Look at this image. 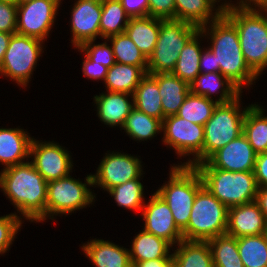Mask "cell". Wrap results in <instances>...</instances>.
<instances>
[{
  "mask_svg": "<svg viewBox=\"0 0 267 267\" xmlns=\"http://www.w3.org/2000/svg\"><path fill=\"white\" fill-rule=\"evenodd\" d=\"M21 220L15 214L0 217V254L9 250L17 231L20 229Z\"/></svg>",
  "mask_w": 267,
  "mask_h": 267,
  "instance_id": "40",
  "label": "cell"
},
{
  "mask_svg": "<svg viewBox=\"0 0 267 267\" xmlns=\"http://www.w3.org/2000/svg\"><path fill=\"white\" fill-rule=\"evenodd\" d=\"M95 96V104L97 105L98 117L104 124L109 126L123 127L127 116L134 108V103L128 100V96L132 94L109 92Z\"/></svg>",
  "mask_w": 267,
  "mask_h": 267,
  "instance_id": "21",
  "label": "cell"
},
{
  "mask_svg": "<svg viewBox=\"0 0 267 267\" xmlns=\"http://www.w3.org/2000/svg\"><path fill=\"white\" fill-rule=\"evenodd\" d=\"M149 16L162 20L175 19L174 0H148Z\"/></svg>",
  "mask_w": 267,
  "mask_h": 267,
  "instance_id": "42",
  "label": "cell"
},
{
  "mask_svg": "<svg viewBox=\"0 0 267 267\" xmlns=\"http://www.w3.org/2000/svg\"><path fill=\"white\" fill-rule=\"evenodd\" d=\"M132 267H175L171 254L169 258L150 259L143 262H135Z\"/></svg>",
  "mask_w": 267,
  "mask_h": 267,
  "instance_id": "47",
  "label": "cell"
},
{
  "mask_svg": "<svg viewBox=\"0 0 267 267\" xmlns=\"http://www.w3.org/2000/svg\"><path fill=\"white\" fill-rule=\"evenodd\" d=\"M82 63H83V65H82L83 73L86 77L91 78V79H95V80L102 79L105 81L106 74L108 72L107 67H105L102 64L92 62L86 56H85L84 62H82Z\"/></svg>",
  "mask_w": 267,
  "mask_h": 267,
  "instance_id": "44",
  "label": "cell"
},
{
  "mask_svg": "<svg viewBox=\"0 0 267 267\" xmlns=\"http://www.w3.org/2000/svg\"><path fill=\"white\" fill-rule=\"evenodd\" d=\"M160 31V19L151 16L130 18L125 33L148 59L154 51Z\"/></svg>",
  "mask_w": 267,
  "mask_h": 267,
  "instance_id": "24",
  "label": "cell"
},
{
  "mask_svg": "<svg viewBox=\"0 0 267 267\" xmlns=\"http://www.w3.org/2000/svg\"><path fill=\"white\" fill-rule=\"evenodd\" d=\"M240 95L231 102L218 103L204 125L203 162L230 141L243 134L246 109L240 111Z\"/></svg>",
  "mask_w": 267,
  "mask_h": 267,
  "instance_id": "8",
  "label": "cell"
},
{
  "mask_svg": "<svg viewBox=\"0 0 267 267\" xmlns=\"http://www.w3.org/2000/svg\"><path fill=\"white\" fill-rule=\"evenodd\" d=\"M17 5L0 1V32L16 33Z\"/></svg>",
  "mask_w": 267,
  "mask_h": 267,
  "instance_id": "41",
  "label": "cell"
},
{
  "mask_svg": "<svg viewBox=\"0 0 267 267\" xmlns=\"http://www.w3.org/2000/svg\"><path fill=\"white\" fill-rule=\"evenodd\" d=\"M32 139L23 129L0 128V162L5 168L25 163L22 160L30 155Z\"/></svg>",
  "mask_w": 267,
  "mask_h": 267,
  "instance_id": "20",
  "label": "cell"
},
{
  "mask_svg": "<svg viewBox=\"0 0 267 267\" xmlns=\"http://www.w3.org/2000/svg\"><path fill=\"white\" fill-rule=\"evenodd\" d=\"M199 31V27L185 21L160 19V31L154 51L148 58L147 73L172 72L181 50Z\"/></svg>",
  "mask_w": 267,
  "mask_h": 267,
  "instance_id": "7",
  "label": "cell"
},
{
  "mask_svg": "<svg viewBox=\"0 0 267 267\" xmlns=\"http://www.w3.org/2000/svg\"><path fill=\"white\" fill-rule=\"evenodd\" d=\"M31 1H33V0H18V5H22V4L31 2Z\"/></svg>",
  "mask_w": 267,
  "mask_h": 267,
  "instance_id": "52",
  "label": "cell"
},
{
  "mask_svg": "<svg viewBox=\"0 0 267 267\" xmlns=\"http://www.w3.org/2000/svg\"><path fill=\"white\" fill-rule=\"evenodd\" d=\"M131 98L139 111L162 121L165 118L158 83L150 74L147 73L140 80Z\"/></svg>",
  "mask_w": 267,
  "mask_h": 267,
  "instance_id": "26",
  "label": "cell"
},
{
  "mask_svg": "<svg viewBox=\"0 0 267 267\" xmlns=\"http://www.w3.org/2000/svg\"><path fill=\"white\" fill-rule=\"evenodd\" d=\"M120 2L130 18L149 16L148 0H120Z\"/></svg>",
  "mask_w": 267,
  "mask_h": 267,
  "instance_id": "43",
  "label": "cell"
},
{
  "mask_svg": "<svg viewBox=\"0 0 267 267\" xmlns=\"http://www.w3.org/2000/svg\"><path fill=\"white\" fill-rule=\"evenodd\" d=\"M228 208L202 186L195 197L184 240L207 241L227 232Z\"/></svg>",
  "mask_w": 267,
  "mask_h": 267,
  "instance_id": "6",
  "label": "cell"
},
{
  "mask_svg": "<svg viewBox=\"0 0 267 267\" xmlns=\"http://www.w3.org/2000/svg\"><path fill=\"white\" fill-rule=\"evenodd\" d=\"M253 172L258 187H267V152L257 154Z\"/></svg>",
  "mask_w": 267,
  "mask_h": 267,
  "instance_id": "45",
  "label": "cell"
},
{
  "mask_svg": "<svg viewBox=\"0 0 267 267\" xmlns=\"http://www.w3.org/2000/svg\"><path fill=\"white\" fill-rule=\"evenodd\" d=\"M139 180L140 179H133L108 190L109 194L114 197L118 206L130 210H142L145 205L143 202L144 188Z\"/></svg>",
  "mask_w": 267,
  "mask_h": 267,
  "instance_id": "38",
  "label": "cell"
},
{
  "mask_svg": "<svg viewBox=\"0 0 267 267\" xmlns=\"http://www.w3.org/2000/svg\"><path fill=\"white\" fill-rule=\"evenodd\" d=\"M129 19L120 0H102L100 37L106 39L124 33Z\"/></svg>",
  "mask_w": 267,
  "mask_h": 267,
  "instance_id": "33",
  "label": "cell"
},
{
  "mask_svg": "<svg viewBox=\"0 0 267 267\" xmlns=\"http://www.w3.org/2000/svg\"><path fill=\"white\" fill-rule=\"evenodd\" d=\"M175 19L188 22L199 28L216 20L222 13L223 7L213 13L216 0H174ZM214 14V15H212ZM211 19V21H209Z\"/></svg>",
  "mask_w": 267,
  "mask_h": 267,
  "instance_id": "25",
  "label": "cell"
},
{
  "mask_svg": "<svg viewBox=\"0 0 267 267\" xmlns=\"http://www.w3.org/2000/svg\"><path fill=\"white\" fill-rule=\"evenodd\" d=\"M0 1L9 2V3H13L15 5H18V0H0Z\"/></svg>",
  "mask_w": 267,
  "mask_h": 267,
  "instance_id": "51",
  "label": "cell"
},
{
  "mask_svg": "<svg viewBox=\"0 0 267 267\" xmlns=\"http://www.w3.org/2000/svg\"><path fill=\"white\" fill-rule=\"evenodd\" d=\"M209 27L204 25L200 31L205 34L210 30L212 46L209 49L215 54L216 66H220L222 75L240 90L244 84L249 87L257 75L245 62L236 26L222 13Z\"/></svg>",
  "mask_w": 267,
  "mask_h": 267,
  "instance_id": "2",
  "label": "cell"
},
{
  "mask_svg": "<svg viewBox=\"0 0 267 267\" xmlns=\"http://www.w3.org/2000/svg\"><path fill=\"white\" fill-rule=\"evenodd\" d=\"M42 42L34 37L12 34L2 60L0 74L15 80L18 85L27 86L42 53Z\"/></svg>",
  "mask_w": 267,
  "mask_h": 267,
  "instance_id": "10",
  "label": "cell"
},
{
  "mask_svg": "<svg viewBox=\"0 0 267 267\" xmlns=\"http://www.w3.org/2000/svg\"><path fill=\"white\" fill-rule=\"evenodd\" d=\"M141 161L137 157L114 153L106 154L102 159L97 173L92 175L93 185H98L104 190L124 184L142 176Z\"/></svg>",
  "mask_w": 267,
  "mask_h": 267,
  "instance_id": "13",
  "label": "cell"
},
{
  "mask_svg": "<svg viewBox=\"0 0 267 267\" xmlns=\"http://www.w3.org/2000/svg\"><path fill=\"white\" fill-rule=\"evenodd\" d=\"M146 73L139 66L115 62L106 74L105 85L109 92L134 94Z\"/></svg>",
  "mask_w": 267,
  "mask_h": 267,
  "instance_id": "29",
  "label": "cell"
},
{
  "mask_svg": "<svg viewBox=\"0 0 267 267\" xmlns=\"http://www.w3.org/2000/svg\"><path fill=\"white\" fill-rule=\"evenodd\" d=\"M267 220L255 201L228 208L227 234L236 238L264 234Z\"/></svg>",
  "mask_w": 267,
  "mask_h": 267,
  "instance_id": "18",
  "label": "cell"
},
{
  "mask_svg": "<svg viewBox=\"0 0 267 267\" xmlns=\"http://www.w3.org/2000/svg\"><path fill=\"white\" fill-rule=\"evenodd\" d=\"M256 157L257 153L248 142V139L244 134H241L216 151L207 162L213 168L232 172H246L254 171Z\"/></svg>",
  "mask_w": 267,
  "mask_h": 267,
  "instance_id": "16",
  "label": "cell"
},
{
  "mask_svg": "<svg viewBox=\"0 0 267 267\" xmlns=\"http://www.w3.org/2000/svg\"><path fill=\"white\" fill-rule=\"evenodd\" d=\"M95 41H87L78 47L82 52L86 53V57L92 62L104 65L108 69L116 62L112 51V47L106 42L102 44H94Z\"/></svg>",
  "mask_w": 267,
  "mask_h": 267,
  "instance_id": "39",
  "label": "cell"
},
{
  "mask_svg": "<svg viewBox=\"0 0 267 267\" xmlns=\"http://www.w3.org/2000/svg\"><path fill=\"white\" fill-rule=\"evenodd\" d=\"M142 211L145 221L143 230L165 239L172 246L183 240L182 231L175 224L168 204L156 192L149 203L143 206Z\"/></svg>",
  "mask_w": 267,
  "mask_h": 267,
  "instance_id": "15",
  "label": "cell"
},
{
  "mask_svg": "<svg viewBox=\"0 0 267 267\" xmlns=\"http://www.w3.org/2000/svg\"><path fill=\"white\" fill-rule=\"evenodd\" d=\"M29 156H34L31 163L47 182L64 178L72 170L68 151L53 142L39 143L32 139Z\"/></svg>",
  "mask_w": 267,
  "mask_h": 267,
  "instance_id": "14",
  "label": "cell"
},
{
  "mask_svg": "<svg viewBox=\"0 0 267 267\" xmlns=\"http://www.w3.org/2000/svg\"><path fill=\"white\" fill-rule=\"evenodd\" d=\"M251 2H252V5H251ZM248 3V4H247ZM255 5L256 7H258L257 9H262V10H267V0H241L239 2V5L235 6L233 4H230V3H224L221 4V6L223 8H226V7H234V8H238V9H256V7L252 8V6Z\"/></svg>",
  "mask_w": 267,
  "mask_h": 267,
  "instance_id": "48",
  "label": "cell"
},
{
  "mask_svg": "<svg viewBox=\"0 0 267 267\" xmlns=\"http://www.w3.org/2000/svg\"><path fill=\"white\" fill-rule=\"evenodd\" d=\"M163 142L175 149L181 157L192 154L195 159L182 166L203 163L204 126L187 121L177 115L167 116L162 121ZM195 154V155H194Z\"/></svg>",
  "mask_w": 267,
  "mask_h": 267,
  "instance_id": "11",
  "label": "cell"
},
{
  "mask_svg": "<svg viewBox=\"0 0 267 267\" xmlns=\"http://www.w3.org/2000/svg\"><path fill=\"white\" fill-rule=\"evenodd\" d=\"M60 1L33 0L17 5L16 33L45 40L54 23Z\"/></svg>",
  "mask_w": 267,
  "mask_h": 267,
  "instance_id": "12",
  "label": "cell"
},
{
  "mask_svg": "<svg viewBox=\"0 0 267 267\" xmlns=\"http://www.w3.org/2000/svg\"><path fill=\"white\" fill-rule=\"evenodd\" d=\"M171 246L165 239L143 230L134 238L132 249L129 251L131 264L150 259L169 258Z\"/></svg>",
  "mask_w": 267,
  "mask_h": 267,
  "instance_id": "28",
  "label": "cell"
},
{
  "mask_svg": "<svg viewBox=\"0 0 267 267\" xmlns=\"http://www.w3.org/2000/svg\"><path fill=\"white\" fill-rule=\"evenodd\" d=\"M12 33L0 32V67L2 65V60L4 54L9 46Z\"/></svg>",
  "mask_w": 267,
  "mask_h": 267,
  "instance_id": "50",
  "label": "cell"
},
{
  "mask_svg": "<svg viewBox=\"0 0 267 267\" xmlns=\"http://www.w3.org/2000/svg\"><path fill=\"white\" fill-rule=\"evenodd\" d=\"M214 267H244L238 252L237 238L227 233L207 240Z\"/></svg>",
  "mask_w": 267,
  "mask_h": 267,
  "instance_id": "32",
  "label": "cell"
},
{
  "mask_svg": "<svg viewBox=\"0 0 267 267\" xmlns=\"http://www.w3.org/2000/svg\"><path fill=\"white\" fill-rule=\"evenodd\" d=\"M148 74L158 83L164 116L176 115L190 92V85L172 72Z\"/></svg>",
  "mask_w": 267,
  "mask_h": 267,
  "instance_id": "19",
  "label": "cell"
},
{
  "mask_svg": "<svg viewBox=\"0 0 267 267\" xmlns=\"http://www.w3.org/2000/svg\"><path fill=\"white\" fill-rule=\"evenodd\" d=\"M199 66L200 73L220 72V66H216L215 54L210 49L201 52Z\"/></svg>",
  "mask_w": 267,
  "mask_h": 267,
  "instance_id": "46",
  "label": "cell"
},
{
  "mask_svg": "<svg viewBox=\"0 0 267 267\" xmlns=\"http://www.w3.org/2000/svg\"><path fill=\"white\" fill-rule=\"evenodd\" d=\"M106 39L111 40L112 51L117 63L139 66L147 74L148 59L125 32Z\"/></svg>",
  "mask_w": 267,
  "mask_h": 267,
  "instance_id": "35",
  "label": "cell"
},
{
  "mask_svg": "<svg viewBox=\"0 0 267 267\" xmlns=\"http://www.w3.org/2000/svg\"><path fill=\"white\" fill-rule=\"evenodd\" d=\"M48 182L31 162L4 168L0 187L17 207V211L33 222L45 220Z\"/></svg>",
  "mask_w": 267,
  "mask_h": 267,
  "instance_id": "1",
  "label": "cell"
},
{
  "mask_svg": "<svg viewBox=\"0 0 267 267\" xmlns=\"http://www.w3.org/2000/svg\"><path fill=\"white\" fill-rule=\"evenodd\" d=\"M237 245L244 267H267L265 234L237 238Z\"/></svg>",
  "mask_w": 267,
  "mask_h": 267,
  "instance_id": "34",
  "label": "cell"
},
{
  "mask_svg": "<svg viewBox=\"0 0 267 267\" xmlns=\"http://www.w3.org/2000/svg\"><path fill=\"white\" fill-rule=\"evenodd\" d=\"M255 202L267 220V187H258Z\"/></svg>",
  "mask_w": 267,
  "mask_h": 267,
  "instance_id": "49",
  "label": "cell"
},
{
  "mask_svg": "<svg viewBox=\"0 0 267 267\" xmlns=\"http://www.w3.org/2000/svg\"><path fill=\"white\" fill-rule=\"evenodd\" d=\"M198 36H203L201 31L197 32L183 47L175 69L172 71L174 75L187 82L189 85L200 73L199 62L202 49L198 42Z\"/></svg>",
  "mask_w": 267,
  "mask_h": 267,
  "instance_id": "31",
  "label": "cell"
},
{
  "mask_svg": "<svg viewBox=\"0 0 267 267\" xmlns=\"http://www.w3.org/2000/svg\"><path fill=\"white\" fill-rule=\"evenodd\" d=\"M122 129L135 140H147L162 130V120L148 116L136 109L131 110L127 116Z\"/></svg>",
  "mask_w": 267,
  "mask_h": 267,
  "instance_id": "37",
  "label": "cell"
},
{
  "mask_svg": "<svg viewBox=\"0 0 267 267\" xmlns=\"http://www.w3.org/2000/svg\"><path fill=\"white\" fill-rule=\"evenodd\" d=\"M267 10L223 8L236 26L240 47L249 68L257 75L267 67Z\"/></svg>",
  "mask_w": 267,
  "mask_h": 267,
  "instance_id": "3",
  "label": "cell"
},
{
  "mask_svg": "<svg viewBox=\"0 0 267 267\" xmlns=\"http://www.w3.org/2000/svg\"><path fill=\"white\" fill-rule=\"evenodd\" d=\"M203 186L227 208L255 201L258 185L253 171H225L207 161L195 165Z\"/></svg>",
  "mask_w": 267,
  "mask_h": 267,
  "instance_id": "4",
  "label": "cell"
},
{
  "mask_svg": "<svg viewBox=\"0 0 267 267\" xmlns=\"http://www.w3.org/2000/svg\"><path fill=\"white\" fill-rule=\"evenodd\" d=\"M217 104L218 102H214L213 99L196 95L190 91L176 115L192 123L204 126L212 117Z\"/></svg>",
  "mask_w": 267,
  "mask_h": 267,
  "instance_id": "36",
  "label": "cell"
},
{
  "mask_svg": "<svg viewBox=\"0 0 267 267\" xmlns=\"http://www.w3.org/2000/svg\"><path fill=\"white\" fill-rule=\"evenodd\" d=\"M169 178L168 183L156 193L168 204L175 224L183 231L188 225L196 194L203 181L195 167L182 165L172 166Z\"/></svg>",
  "mask_w": 267,
  "mask_h": 267,
  "instance_id": "5",
  "label": "cell"
},
{
  "mask_svg": "<svg viewBox=\"0 0 267 267\" xmlns=\"http://www.w3.org/2000/svg\"><path fill=\"white\" fill-rule=\"evenodd\" d=\"M217 89H222L219 99L216 100L218 103L231 102L241 94V90L227 77L223 76L221 72L199 73L190 84L192 93L208 99H212L210 96Z\"/></svg>",
  "mask_w": 267,
  "mask_h": 267,
  "instance_id": "23",
  "label": "cell"
},
{
  "mask_svg": "<svg viewBox=\"0 0 267 267\" xmlns=\"http://www.w3.org/2000/svg\"><path fill=\"white\" fill-rule=\"evenodd\" d=\"M86 183L73 179L70 175L52 180L47 185L45 219L57 214H68L84 208L93 202V196L87 185L93 187L92 174L87 175ZM52 214V215H51Z\"/></svg>",
  "mask_w": 267,
  "mask_h": 267,
  "instance_id": "9",
  "label": "cell"
},
{
  "mask_svg": "<svg viewBox=\"0 0 267 267\" xmlns=\"http://www.w3.org/2000/svg\"><path fill=\"white\" fill-rule=\"evenodd\" d=\"M263 110L251 104L246 109L243 123V134L257 154L267 152V116L263 115Z\"/></svg>",
  "mask_w": 267,
  "mask_h": 267,
  "instance_id": "30",
  "label": "cell"
},
{
  "mask_svg": "<svg viewBox=\"0 0 267 267\" xmlns=\"http://www.w3.org/2000/svg\"><path fill=\"white\" fill-rule=\"evenodd\" d=\"M72 43L76 48L100 35L102 0H78L72 9Z\"/></svg>",
  "mask_w": 267,
  "mask_h": 267,
  "instance_id": "17",
  "label": "cell"
},
{
  "mask_svg": "<svg viewBox=\"0 0 267 267\" xmlns=\"http://www.w3.org/2000/svg\"><path fill=\"white\" fill-rule=\"evenodd\" d=\"M172 253L175 267H214L207 241L182 240Z\"/></svg>",
  "mask_w": 267,
  "mask_h": 267,
  "instance_id": "27",
  "label": "cell"
},
{
  "mask_svg": "<svg viewBox=\"0 0 267 267\" xmlns=\"http://www.w3.org/2000/svg\"><path fill=\"white\" fill-rule=\"evenodd\" d=\"M82 249L96 267H132L128 249L104 240H92Z\"/></svg>",
  "mask_w": 267,
  "mask_h": 267,
  "instance_id": "22",
  "label": "cell"
}]
</instances>
